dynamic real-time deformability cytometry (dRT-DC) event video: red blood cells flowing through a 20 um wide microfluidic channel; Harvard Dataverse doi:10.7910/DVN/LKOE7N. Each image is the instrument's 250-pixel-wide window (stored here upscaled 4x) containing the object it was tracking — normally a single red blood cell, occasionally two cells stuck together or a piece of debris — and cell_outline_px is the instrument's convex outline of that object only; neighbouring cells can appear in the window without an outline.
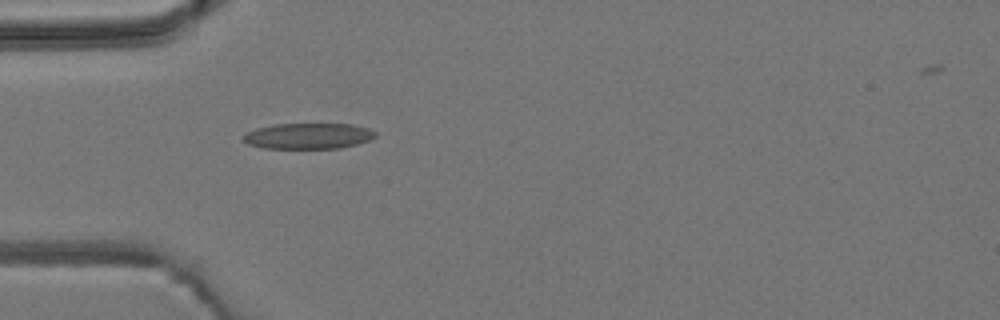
{"species": "common noctule bat (a hibernating species)", "species_latin": "Nyctalus noctula", "temperature_condition": "room temperature", "stored_images_in_passage": 3, "camera_frame_rate_fps": 3000, "um_per_image_px": 0.085, "animal": {"sex": "male", "body_mass_g": 19.2, "forearm_length_mm": 51.8}, "frame": {"image": 1, "passage_image": 3, "time_ms": 2.333, "image_size_px": [1000, 320], "cell_outline_px": [[376, 136], [368, 140], [356, 144], [340, 148], [264, 148], [248, 144], [244, 140], [244, 132], [256, 128], [272, 124], [352, 124], [368, 128], [376, 132]], "centroid_in_image_um": [26.18, 11.55], "position_along_channel_um": 58.8, "area_um2": 19.83}}